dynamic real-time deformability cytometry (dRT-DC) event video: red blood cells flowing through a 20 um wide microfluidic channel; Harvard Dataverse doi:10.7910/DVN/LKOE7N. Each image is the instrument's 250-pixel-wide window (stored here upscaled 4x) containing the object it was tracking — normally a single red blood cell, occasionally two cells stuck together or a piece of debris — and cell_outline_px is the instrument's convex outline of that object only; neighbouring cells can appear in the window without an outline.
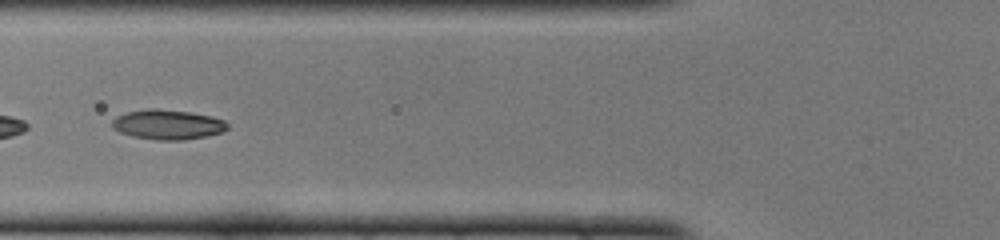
{"species": "common noctule bat (a hibernating species)", "species_latin": "Nyctalus noctula", "temperature_condition": "cold", "stored_images_in_passage": 17, "camera_frame_rate_fps": 3000, "um_per_image_px": 0.085, "animal": {"sex": "female", "body_mass_g": 22.0, "forearm_length_mm": 56.7}, "frame": {"image": 1, "passage_image": 15, "time_ms": 4.667, "image_size_px": [1000, 240], "cell_outline_px": [[228, 128], [224, 132], [208, 136], [184, 140], [156, 140], [132, 136], [120, 132], [112, 128], [112, 120], [116, 116], [128, 112], [148, 108], [156, 108], [188, 112], [212, 116], [224, 120], [228, 124]], "centroid_in_image_um": [14.27, 10.59], "position_along_channel_um": 111.5, "area_um2": 20.17}}